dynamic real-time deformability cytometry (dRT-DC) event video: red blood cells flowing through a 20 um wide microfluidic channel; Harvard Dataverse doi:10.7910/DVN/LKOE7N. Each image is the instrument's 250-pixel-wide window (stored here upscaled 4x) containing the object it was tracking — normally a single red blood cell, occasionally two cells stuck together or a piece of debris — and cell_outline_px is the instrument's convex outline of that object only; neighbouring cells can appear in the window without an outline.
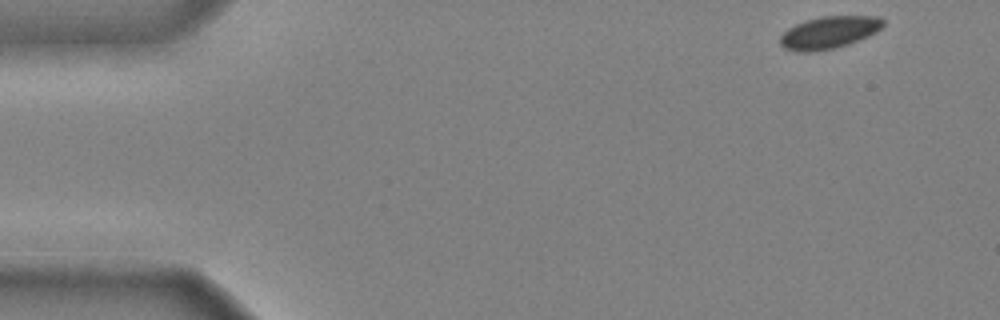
{"species": "common noctule bat (a hibernating species)", "species_latin": "Nyctalus noctula", "temperature_condition": "cold", "stored_images_in_passage": 41, "camera_frame_rate_fps": 3000, "um_per_image_px": 0.085, "animal": {"sex": "male", "body_mass_g": 20.4}, "frame": {"image": 1, "passage_image": 1, "time_ms": 0.0, "image_size_px": [1000, 320], "cell_outline_px": [[884, 24], [876, 32], [868, 36], [848, 44], [832, 48], [812, 52], [800, 52], [784, 48], [780, 44], [780, 36], [788, 28], [804, 20], [820, 16], [876, 16], [884, 20]], "centroid_in_image_um": [70.44, 2.75], "position_along_channel_um": 14.6, "area_um2": 19.31}}
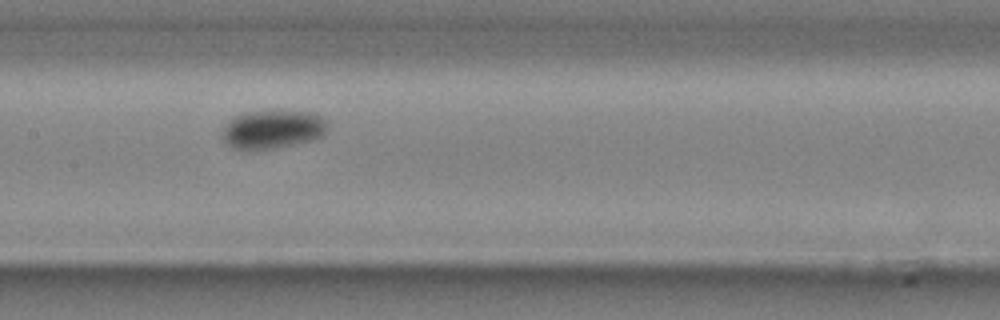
{"frame": {"image": 2, "passage_image": 22, "time_ms": 7.0, "image_size_px": [1000, 320], "cell_outline_px": [[324, 132], [320, 136], [312, 140], [276, 148], [248, 152], [232, 148], [220, 136], [224, 128], [236, 116], [244, 112], [308, 112], [324, 116]], "centroid_in_image_um": [23.11, 11.04], "position_along_channel_um": 184.3, "area_um2": 23.35}}
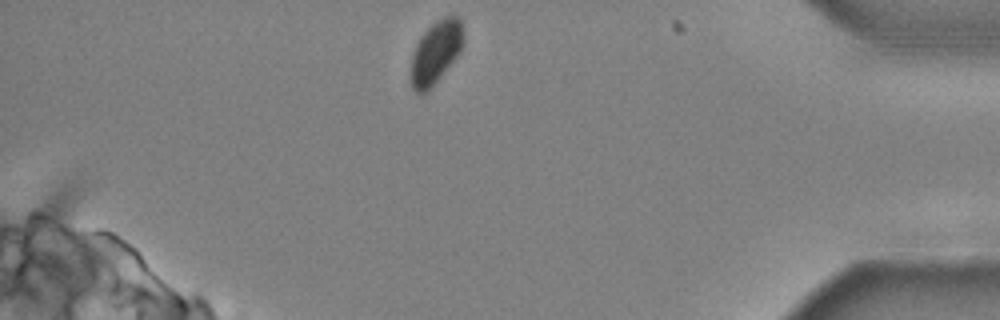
{"frame": {"image": 3, "passage_image": 41, "time_ms": 13.333, "image_size_px": [1000, 320], "cell_outline_px": [[464, 44], [460, 52], [428, 92], [420, 96], [412, 88], [412, 56], [416, 44], [420, 36], [436, 20], [444, 16], [460, 16], [464, 40]], "centroid_in_image_um": [37.06, 4.44], "position_along_channel_um": 398.1, "area_um2": 19.25}, "authors_computed_cell_mechanics": {"area_um2": 22.1374, "velocity_mm_per_s": 3.9156, "shape_relaxation_time_tau1_ms": 4.0213, "shape_relaxation_time_tau2_ms": null, "deformation_change_tau1": 0.0722, "deformation_change_tau2": null}}